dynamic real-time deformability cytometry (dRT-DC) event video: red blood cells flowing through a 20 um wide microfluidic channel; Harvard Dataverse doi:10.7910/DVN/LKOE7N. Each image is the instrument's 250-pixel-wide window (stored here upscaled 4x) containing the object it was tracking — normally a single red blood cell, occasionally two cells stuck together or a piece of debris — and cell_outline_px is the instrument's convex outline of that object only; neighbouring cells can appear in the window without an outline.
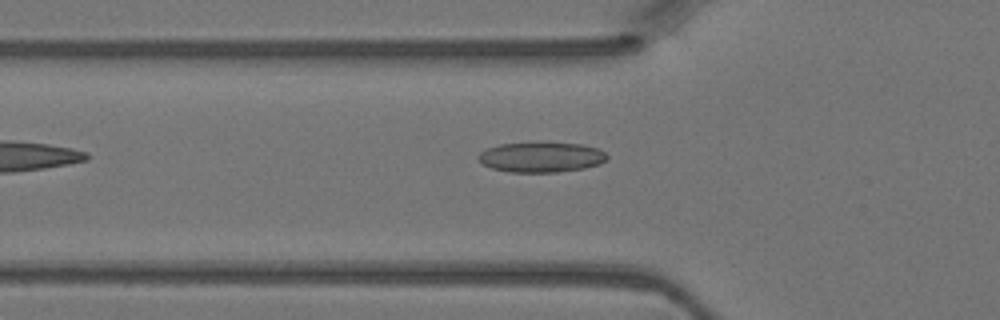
{"species": "Egyptian fruit bat (a non-hibernating species)", "species_latin": "Rousettus aegyptiacus", "temperature_condition": "warm", "stored_images_in_passage": 3, "camera_frame_rate_fps": 3000, "um_per_image_px": 0.085, "animal": {"sex": "female"}, "frame": {"image": 1, "passage_image": 3, "time_ms": 0.667, "image_size_px": [1000, 320], "cell_outline_px": [[608, 156], [600, 164], [584, 168], [556, 172], [508, 172], [492, 168], [484, 164], [476, 156], [480, 152], [488, 148], [500, 144], [540, 140], [544, 140], [580, 144], [596, 148], [604, 152]], "centroid_in_image_um": [45.98, 13.32], "position_along_channel_um": 79.8, "area_um2": 23.18}}